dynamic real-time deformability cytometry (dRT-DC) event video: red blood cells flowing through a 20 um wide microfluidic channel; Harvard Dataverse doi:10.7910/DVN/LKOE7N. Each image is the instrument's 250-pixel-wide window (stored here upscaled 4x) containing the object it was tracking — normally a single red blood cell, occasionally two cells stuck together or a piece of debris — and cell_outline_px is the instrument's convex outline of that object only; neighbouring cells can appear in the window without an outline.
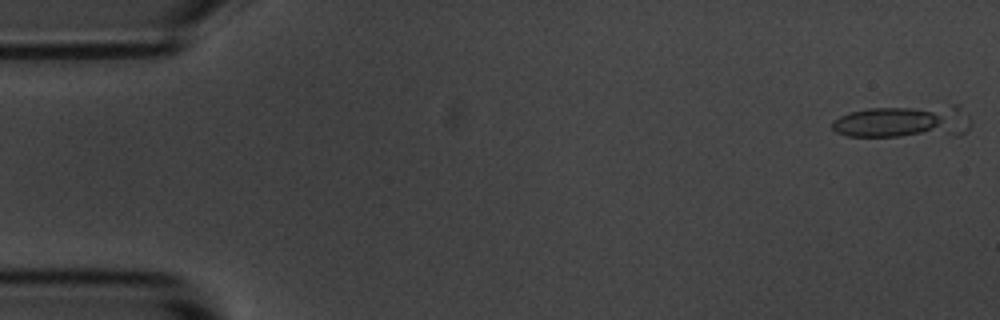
{"species": "common noctule bat (a hibernating species)", "species_latin": "Nyctalus noctula", "temperature_condition": "room temperature", "stored_images_in_passage": 8, "camera_frame_rate_fps": 3000, "um_per_image_px": 0.085, "animal": {"sex": "male", "body_mass_g": 20.1, "forearm_length_mm": 53.5}, "frame": {"image": 1, "passage_image": 1, "time_ms": 0.0, "image_size_px": [1000, 320], "cell_outline_px": [[972, 124], [960, 136], [848, 136], [836, 132], [832, 128], [832, 120], [848, 112], [868, 108], [952, 104], [960, 104], [972, 120]], "centroid_in_image_um": [76.91, 10.32], "position_along_channel_um": 8.1, "area_um2": 27.34}}
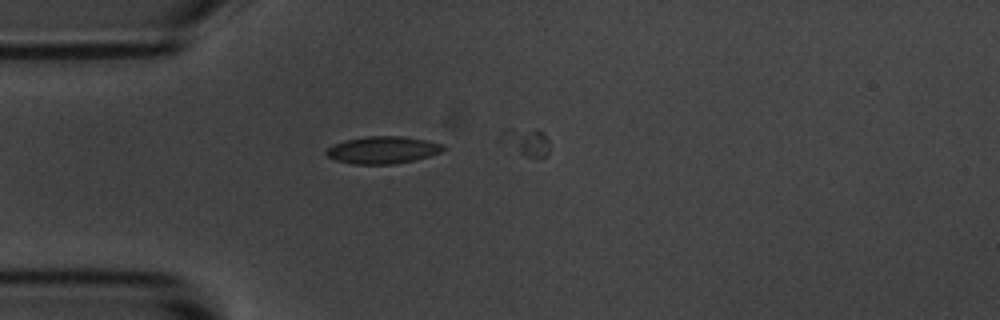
{"frame": {"image": 2, "passage_image": 5, "time_ms": 4.333, "image_size_px": [1000, 320], "cell_outline_px": [[444, 148], [440, 152], [428, 156], [412, 160], [392, 164], [352, 164], [336, 160], [328, 156], [324, 152], [332, 144], [344, 140], [368, 136], [404, 136], [444, 144]], "centroid_in_image_um": [32.49, 12.74], "position_along_channel_um": 52.5, "area_um2": 18.44}}